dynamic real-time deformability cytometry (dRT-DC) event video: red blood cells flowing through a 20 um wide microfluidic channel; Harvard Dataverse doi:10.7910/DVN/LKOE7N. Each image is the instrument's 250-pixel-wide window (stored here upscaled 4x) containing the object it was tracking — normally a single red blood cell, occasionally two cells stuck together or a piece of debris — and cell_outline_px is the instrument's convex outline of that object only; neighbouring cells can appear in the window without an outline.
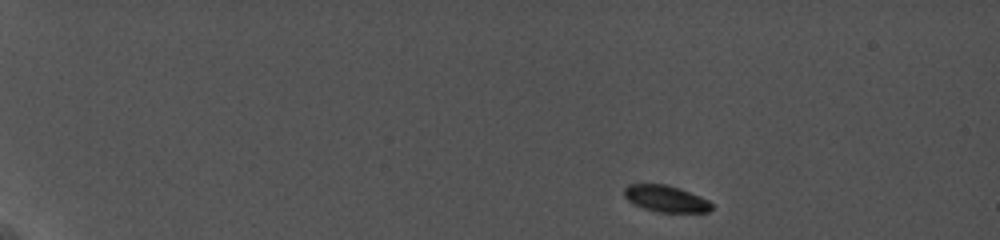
{"species": "common noctule bat (a hibernating species)", "species_latin": "Nyctalus noctula", "temperature_condition": "cold", "stored_images_in_passage": 7, "camera_frame_rate_fps": 5000, "um_per_image_px": 0.085, "animal": {"sex": "female", "body_mass_g": 19.0, "forearm_length_mm": 56.7}, "frame": {"image": 1, "passage_image": 1, "time_ms": 0.0, "image_size_px": [1000, 240], "cell_outline_px": [[712, 208], [708, 212], [660, 212], [644, 208], [632, 204], [624, 196], [624, 188], [628, 184], [668, 184], [680, 188], [700, 196], [708, 200], [712, 204]], "centroid_in_image_um": [56.58, 16.88], "position_along_channel_um": 28.4, "area_um2": 13.58}}
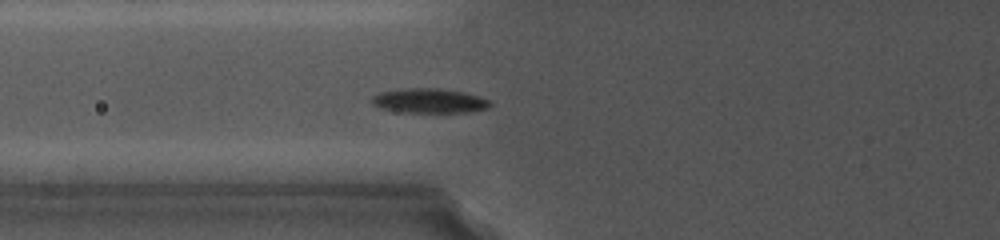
{"frame": {"image": 2, "passage_image": 7, "time_ms": 5.4, "image_size_px": [1000, 240], "cell_outline_px": [[492, 104], [488, 108], [464, 112], [404, 112], [380, 108], [372, 104], [372, 96], [380, 92], [404, 88], [440, 88], [464, 92], [480, 96], [492, 100]], "centroid_in_image_um": [36.52, 8.55], "position_along_channel_um": 89.3, "area_um2": 16.99}}